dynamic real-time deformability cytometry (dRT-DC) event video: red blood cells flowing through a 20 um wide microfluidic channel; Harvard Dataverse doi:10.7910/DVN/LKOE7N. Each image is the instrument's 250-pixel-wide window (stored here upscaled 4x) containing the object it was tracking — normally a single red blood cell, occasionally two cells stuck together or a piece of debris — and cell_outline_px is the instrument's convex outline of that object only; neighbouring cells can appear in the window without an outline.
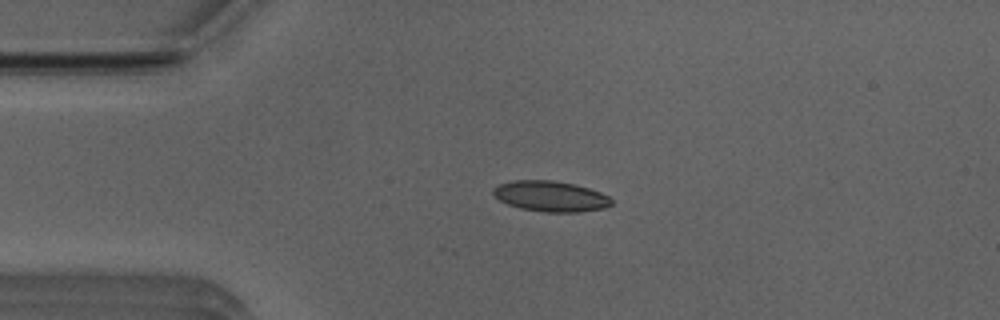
{"species": "Egyptian fruit bat (a non-hibernating species)", "species_latin": "Rousettus aegyptiacus", "temperature_condition": "room temperature", "stored_images_in_passage": 11, "camera_frame_rate_fps": 3000, "um_per_image_px": 0.085, "animal": {"sex": "male"}, "frame": {"image": 1, "passage_image": 11, "time_ms": 3.333, "image_size_px": [1000, 320], "cell_outline_px": [[612, 204], [604, 208], [576, 212], [544, 212], [520, 208], [508, 204], [500, 200], [492, 192], [492, 188], [500, 184], [512, 180], [552, 180], [576, 184], [600, 192], [608, 196], [612, 200]], "centroid_in_image_um": [46.79, 16.67], "position_along_channel_um": 38.2, "area_um2": 21.04}}